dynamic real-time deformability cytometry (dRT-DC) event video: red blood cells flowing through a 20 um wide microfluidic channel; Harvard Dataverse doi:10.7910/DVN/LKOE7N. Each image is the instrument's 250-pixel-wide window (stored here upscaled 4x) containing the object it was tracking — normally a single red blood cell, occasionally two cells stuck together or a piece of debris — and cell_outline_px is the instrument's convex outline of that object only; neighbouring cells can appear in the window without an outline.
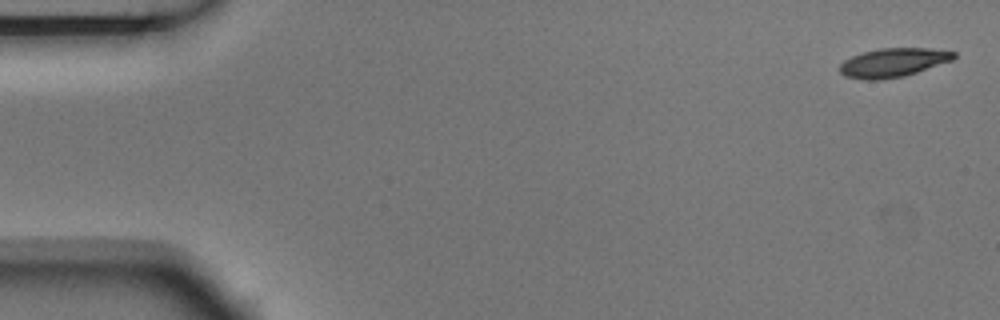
{"species": "Egyptian fruit bat (a non-hibernating species)", "species_latin": "Rousettus aegyptiacus", "temperature_condition": "room temperature", "stored_images_in_passage": 4, "camera_frame_rate_fps": 3000, "um_per_image_px": 0.085, "animal": {"sex": "male"}, "frame": {"image": 1, "passage_image": 1, "time_ms": 0.0, "image_size_px": [1000, 320], "cell_outline_px": [[956, 56], [952, 60], [904, 76], [880, 80], [864, 80], [844, 76], [840, 72], [840, 64], [844, 60], [852, 56], [864, 52], [880, 48], [928, 48], [956, 52]], "centroid_in_image_um": [75.89, 5.32], "position_along_channel_um": 9.1, "area_um2": 19.07}}
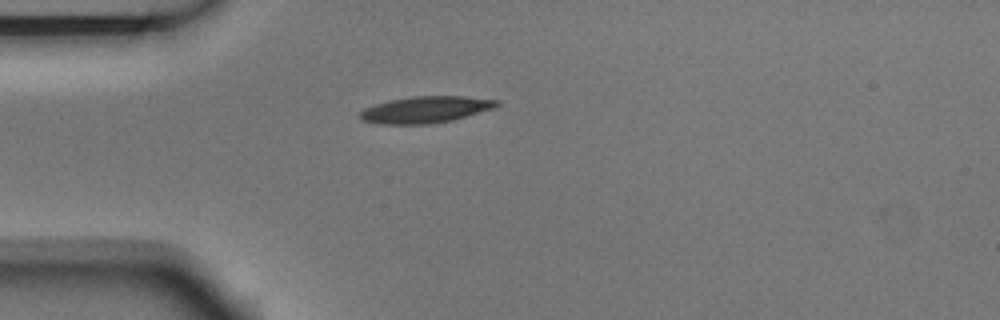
{"frame": {"image": 2, "passage_image": 4, "time_ms": 1.0, "image_size_px": [1000, 320], "cell_outline_px": [[500, 104], [492, 108], [452, 120], [428, 124], [380, 124], [364, 120], [360, 116], [360, 112], [364, 108], [376, 104], [392, 100], [412, 96], [464, 96], [500, 100]], "centroid_in_image_um": [36.19, 9.31], "position_along_channel_um": 48.8, "area_um2": 20.87}}